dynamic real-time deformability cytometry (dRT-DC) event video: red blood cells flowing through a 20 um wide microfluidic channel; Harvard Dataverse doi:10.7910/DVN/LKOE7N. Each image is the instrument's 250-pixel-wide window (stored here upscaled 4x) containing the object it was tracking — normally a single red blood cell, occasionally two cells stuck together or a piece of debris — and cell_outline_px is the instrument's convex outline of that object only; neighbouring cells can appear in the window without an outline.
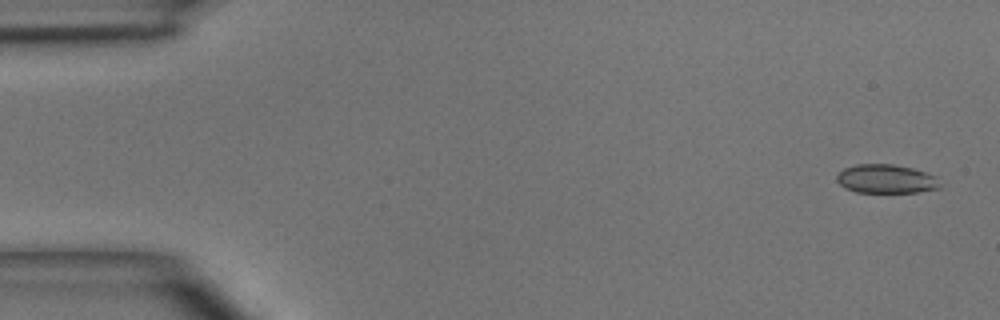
{"species": "common noctule bat (a hibernating species)", "species_latin": "Nyctalus noctula", "temperature_condition": "room temperature", "stored_images_in_passage": 2, "camera_frame_rate_fps": 3000, "um_per_image_px": 0.085, "animal": {"sex": "male", "body_mass_g": 15.6}, "frame": {"image": 1, "passage_image": 2, "time_ms": 2.0, "image_size_px": [1000, 320], "cell_outline_px": [[940, 188], [916, 192], [856, 192], [844, 188], [836, 180], [836, 176], [844, 168], [856, 164], [892, 164], [912, 168], [936, 176]], "centroid_in_image_um": [75.28, 15.2], "position_along_channel_um": 9.7, "area_um2": 17.22}}